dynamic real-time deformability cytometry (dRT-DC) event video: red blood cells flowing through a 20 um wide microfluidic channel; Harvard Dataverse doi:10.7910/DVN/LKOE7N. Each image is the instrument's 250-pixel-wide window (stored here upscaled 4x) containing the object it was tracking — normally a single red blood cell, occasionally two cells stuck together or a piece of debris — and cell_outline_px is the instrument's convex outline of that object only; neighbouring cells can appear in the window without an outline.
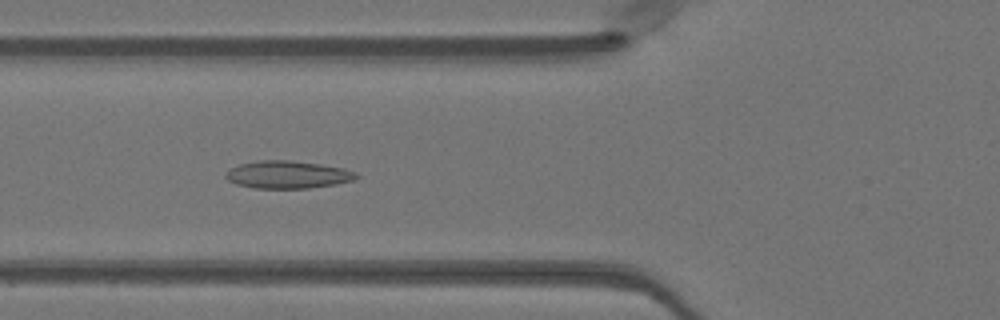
{"species": "Egyptian fruit bat (a non-hibernating species)", "species_latin": "Rousettus aegyptiacus", "temperature_condition": "warm", "stored_images_in_passage": 50, "camera_frame_rate_fps": 3000, "um_per_image_px": 0.085, "animal": {"sex": "female"}, "frame": {"image": 1, "passage_image": 19, "time_ms": 6.0, "image_size_px": [1000, 320], "cell_outline_px": [[360, 176], [352, 180], [336, 184], [308, 188], [256, 188], [236, 184], [228, 180], [224, 176], [232, 168], [240, 164], [260, 160], [288, 160], [320, 164], [344, 168], [356, 172]], "centroid_in_image_um": [24.47, 14.84], "position_along_channel_um": 101.3, "area_um2": 20.81}}
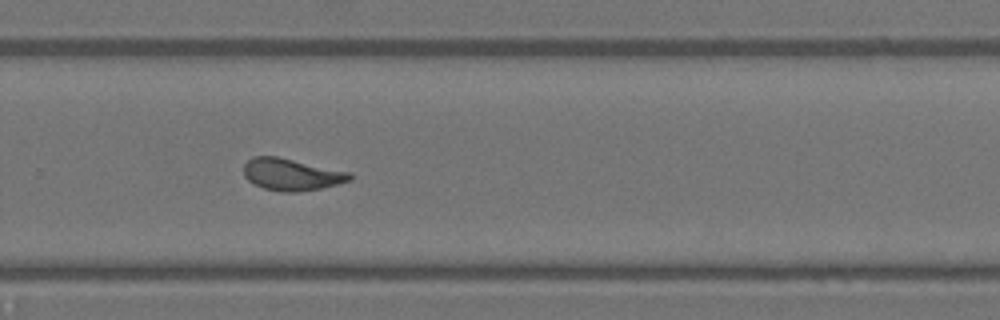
{"frame": {"image": 2, "passage_image": 34, "time_ms": 11.0, "image_size_px": [1000, 320], "cell_outline_px": [[352, 180], [320, 188], [296, 192], [280, 192], [264, 188], [248, 180], [244, 176], [244, 164], [252, 156], [276, 156], [352, 172]], "centroid_in_image_um": [24.79, 14.82], "position_along_channel_um": 305.0, "area_um2": 19.71}}
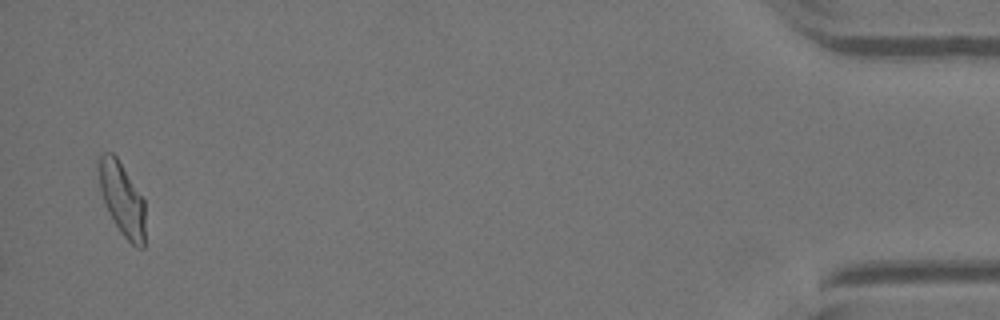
{"frame": {"image": 3, "passage_image": 49, "time_ms": 16.0, "image_size_px": [1000, 320], "cell_outline_px": [[144, 248], [136, 248], [120, 232], [104, 200], [100, 188], [96, 164], [100, 156], [104, 152], [112, 152], [116, 156], [144, 200]], "centroid_in_image_um": [10.36, 16.88], "position_along_channel_um": 424.8, "area_um2": 19.42}, "authors_computed_cell_mechanics": {"area_um2": 19.9988, "velocity_mm_per_s": 4.0682, "shape_relaxation_time_tau1_ms": null, "shape_relaxation_time_tau2_ms": 1.4148, "deformation_change_tau1": null, "deformation_change_tau2": 0.087}}